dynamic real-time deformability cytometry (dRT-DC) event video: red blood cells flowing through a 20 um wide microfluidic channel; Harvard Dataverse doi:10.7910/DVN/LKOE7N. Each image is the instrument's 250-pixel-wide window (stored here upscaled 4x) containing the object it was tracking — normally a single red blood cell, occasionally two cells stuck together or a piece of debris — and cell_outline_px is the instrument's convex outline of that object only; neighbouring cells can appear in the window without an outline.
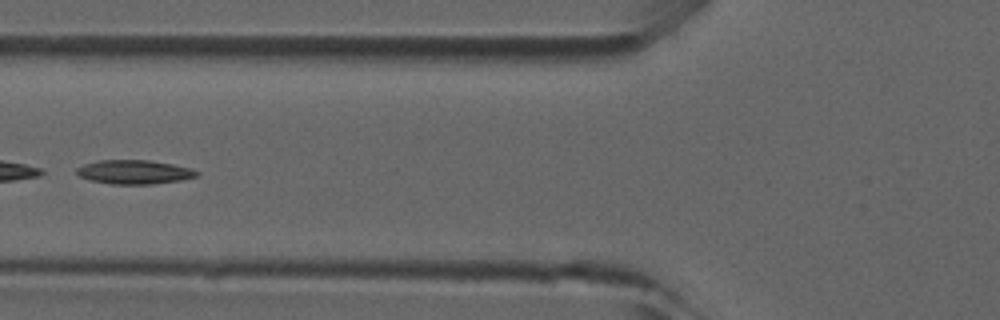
{"species": "common noctule bat (a hibernating species)", "species_latin": "Nyctalus noctula", "temperature_condition": "room temperature", "stored_images_in_passage": 18, "camera_frame_rate_fps": 3000, "um_per_image_px": 0.085, "animal": {"sex": "male", "forearm_length_mm": 52.5}, "frame": {"image": 1, "passage_image": 10, "time_ms": 3.0, "image_size_px": [1000, 320], "cell_outline_px": [[200, 172], [196, 176], [180, 180], [152, 184], [112, 184], [88, 180], [80, 176], [76, 172], [76, 168], [84, 164], [100, 160], [148, 160], [172, 164], [192, 168]], "centroid_in_image_um": [11.4, 14.62], "position_along_channel_um": 114.4, "area_um2": 16.76}}